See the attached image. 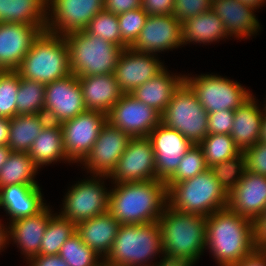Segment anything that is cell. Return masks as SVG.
<instances>
[{
	"label": "cell",
	"instance_id": "19",
	"mask_svg": "<svg viewBox=\"0 0 266 266\" xmlns=\"http://www.w3.org/2000/svg\"><path fill=\"white\" fill-rule=\"evenodd\" d=\"M163 63L156 54L125 48L115 67V80L124 94H131L140 85L162 72L166 68Z\"/></svg>",
	"mask_w": 266,
	"mask_h": 266
},
{
	"label": "cell",
	"instance_id": "23",
	"mask_svg": "<svg viewBox=\"0 0 266 266\" xmlns=\"http://www.w3.org/2000/svg\"><path fill=\"white\" fill-rule=\"evenodd\" d=\"M50 221V206L46 205L37 214L9 222V243L19 247L28 262L39 255L41 239Z\"/></svg>",
	"mask_w": 266,
	"mask_h": 266
},
{
	"label": "cell",
	"instance_id": "25",
	"mask_svg": "<svg viewBox=\"0 0 266 266\" xmlns=\"http://www.w3.org/2000/svg\"><path fill=\"white\" fill-rule=\"evenodd\" d=\"M87 110L108 114L124 94L115 80L114 73L78 77Z\"/></svg>",
	"mask_w": 266,
	"mask_h": 266
},
{
	"label": "cell",
	"instance_id": "3",
	"mask_svg": "<svg viewBox=\"0 0 266 266\" xmlns=\"http://www.w3.org/2000/svg\"><path fill=\"white\" fill-rule=\"evenodd\" d=\"M160 225L163 256L198 263L206 247V217L185 213L168 204L158 219Z\"/></svg>",
	"mask_w": 266,
	"mask_h": 266
},
{
	"label": "cell",
	"instance_id": "53",
	"mask_svg": "<svg viewBox=\"0 0 266 266\" xmlns=\"http://www.w3.org/2000/svg\"><path fill=\"white\" fill-rule=\"evenodd\" d=\"M7 244L9 245V226H4L0 219V253L5 250Z\"/></svg>",
	"mask_w": 266,
	"mask_h": 266
},
{
	"label": "cell",
	"instance_id": "51",
	"mask_svg": "<svg viewBox=\"0 0 266 266\" xmlns=\"http://www.w3.org/2000/svg\"><path fill=\"white\" fill-rule=\"evenodd\" d=\"M10 119L0 117V146L8 145Z\"/></svg>",
	"mask_w": 266,
	"mask_h": 266
},
{
	"label": "cell",
	"instance_id": "48",
	"mask_svg": "<svg viewBox=\"0 0 266 266\" xmlns=\"http://www.w3.org/2000/svg\"><path fill=\"white\" fill-rule=\"evenodd\" d=\"M142 0H106L104 9L113 14H121L133 9L141 8Z\"/></svg>",
	"mask_w": 266,
	"mask_h": 266
},
{
	"label": "cell",
	"instance_id": "34",
	"mask_svg": "<svg viewBox=\"0 0 266 266\" xmlns=\"http://www.w3.org/2000/svg\"><path fill=\"white\" fill-rule=\"evenodd\" d=\"M50 207V221L41 239L39 255H58L65 241L76 232V224Z\"/></svg>",
	"mask_w": 266,
	"mask_h": 266
},
{
	"label": "cell",
	"instance_id": "16",
	"mask_svg": "<svg viewBox=\"0 0 266 266\" xmlns=\"http://www.w3.org/2000/svg\"><path fill=\"white\" fill-rule=\"evenodd\" d=\"M182 45V23L179 20L172 14L151 15L130 48L158 55L157 53L171 51Z\"/></svg>",
	"mask_w": 266,
	"mask_h": 266
},
{
	"label": "cell",
	"instance_id": "20",
	"mask_svg": "<svg viewBox=\"0 0 266 266\" xmlns=\"http://www.w3.org/2000/svg\"><path fill=\"white\" fill-rule=\"evenodd\" d=\"M227 207L252 221L260 216L266 209V176L245 170L228 194Z\"/></svg>",
	"mask_w": 266,
	"mask_h": 266
},
{
	"label": "cell",
	"instance_id": "7",
	"mask_svg": "<svg viewBox=\"0 0 266 266\" xmlns=\"http://www.w3.org/2000/svg\"><path fill=\"white\" fill-rule=\"evenodd\" d=\"M168 205L180 212L209 216L227 207L228 194L210 169L173 184L167 190Z\"/></svg>",
	"mask_w": 266,
	"mask_h": 266
},
{
	"label": "cell",
	"instance_id": "22",
	"mask_svg": "<svg viewBox=\"0 0 266 266\" xmlns=\"http://www.w3.org/2000/svg\"><path fill=\"white\" fill-rule=\"evenodd\" d=\"M211 10L222 20L227 34L237 40L249 39L261 30L255 9L238 0H213Z\"/></svg>",
	"mask_w": 266,
	"mask_h": 266
},
{
	"label": "cell",
	"instance_id": "26",
	"mask_svg": "<svg viewBox=\"0 0 266 266\" xmlns=\"http://www.w3.org/2000/svg\"><path fill=\"white\" fill-rule=\"evenodd\" d=\"M120 225L107 211L76 224V233L104 259L112 248Z\"/></svg>",
	"mask_w": 266,
	"mask_h": 266
},
{
	"label": "cell",
	"instance_id": "29",
	"mask_svg": "<svg viewBox=\"0 0 266 266\" xmlns=\"http://www.w3.org/2000/svg\"><path fill=\"white\" fill-rule=\"evenodd\" d=\"M28 154L40 169L60 161L72 163L63 147V131L60 124L48 122L31 145Z\"/></svg>",
	"mask_w": 266,
	"mask_h": 266
},
{
	"label": "cell",
	"instance_id": "5",
	"mask_svg": "<svg viewBox=\"0 0 266 266\" xmlns=\"http://www.w3.org/2000/svg\"><path fill=\"white\" fill-rule=\"evenodd\" d=\"M15 71L20 78L45 85L72 74L64 36L47 30L40 32Z\"/></svg>",
	"mask_w": 266,
	"mask_h": 266
},
{
	"label": "cell",
	"instance_id": "13",
	"mask_svg": "<svg viewBox=\"0 0 266 266\" xmlns=\"http://www.w3.org/2000/svg\"><path fill=\"white\" fill-rule=\"evenodd\" d=\"M111 184L157 180L155 154L148 137L131 138L108 176Z\"/></svg>",
	"mask_w": 266,
	"mask_h": 266
},
{
	"label": "cell",
	"instance_id": "46",
	"mask_svg": "<svg viewBox=\"0 0 266 266\" xmlns=\"http://www.w3.org/2000/svg\"><path fill=\"white\" fill-rule=\"evenodd\" d=\"M141 8L148 15H171L174 0H142Z\"/></svg>",
	"mask_w": 266,
	"mask_h": 266
},
{
	"label": "cell",
	"instance_id": "42",
	"mask_svg": "<svg viewBox=\"0 0 266 266\" xmlns=\"http://www.w3.org/2000/svg\"><path fill=\"white\" fill-rule=\"evenodd\" d=\"M117 16L121 32V40L130 47L140 35L148 15L142 8H138L118 14Z\"/></svg>",
	"mask_w": 266,
	"mask_h": 266
},
{
	"label": "cell",
	"instance_id": "57",
	"mask_svg": "<svg viewBox=\"0 0 266 266\" xmlns=\"http://www.w3.org/2000/svg\"><path fill=\"white\" fill-rule=\"evenodd\" d=\"M5 69L0 65V77L5 73Z\"/></svg>",
	"mask_w": 266,
	"mask_h": 266
},
{
	"label": "cell",
	"instance_id": "1",
	"mask_svg": "<svg viewBox=\"0 0 266 266\" xmlns=\"http://www.w3.org/2000/svg\"><path fill=\"white\" fill-rule=\"evenodd\" d=\"M113 187L108 212L121 225L158 222L168 204L167 186L160 180L120 183Z\"/></svg>",
	"mask_w": 266,
	"mask_h": 266
},
{
	"label": "cell",
	"instance_id": "21",
	"mask_svg": "<svg viewBox=\"0 0 266 266\" xmlns=\"http://www.w3.org/2000/svg\"><path fill=\"white\" fill-rule=\"evenodd\" d=\"M40 32L35 25L1 22L0 65L6 71H15Z\"/></svg>",
	"mask_w": 266,
	"mask_h": 266
},
{
	"label": "cell",
	"instance_id": "4",
	"mask_svg": "<svg viewBox=\"0 0 266 266\" xmlns=\"http://www.w3.org/2000/svg\"><path fill=\"white\" fill-rule=\"evenodd\" d=\"M160 253V254H159ZM163 256L158 222L120 225L112 248L103 261L108 266H145Z\"/></svg>",
	"mask_w": 266,
	"mask_h": 266
},
{
	"label": "cell",
	"instance_id": "18",
	"mask_svg": "<svg viewBox=\"0 0 266 266\" xmlns=\"http://www.w3.org/2000/svg\"><path fill=\"white\" fill-rule=\"evenodd\" d=\"M155 154L157 180L167 182L175 173L181 157L193 143L179 131L166 127L163 123L156 126L149 134Z\"/></svg>",
	"mask_w": 266,
	"mask_h": 266
},
{
	"label": "cell",
	"instance_id": "8",
	"mask_svg": "<svg viewBox=\"0 0 266 266\" xmlns=\"http://www.w3.org/2000/svg\"><path fill=\"white\" fill-rule=\"evenodd\" d=\"M161 115V123L179 131L193 144H199L208 135V112L185 81Z\"/></svg>",
	"mask_w": 266,
	"mask_h": 266
},
{
	"label": "cell",
	"instance_id": "43",
	"mask_svg": "<svg viewBox=\"0 0 266 266\" xmlns=\"http://www.w3.org/2000/svg\"><path fill=\"white\" fill-rule=\"evenodd\" d=\"M211 0H174L172 15L181 23L211 10Z\"/></svg>",
	"mask_w": 266,
	"mask_h": 266
},
{
	"label": "cell",
	"instance_id": "2",
	"mask_svg": "<svg viewBox=\"0 0 266 266\" xmlns=\"http://www.w3.org/2000/svg\"><path fill=\"white\" fill-rule=\"evenodd\" d=\"M206 247L218 266H232L251 254L253 221L228 207L206 217Z\"/></svg>",
	"mask_w": 266,
	"mask_h": 266
},
{
	"label": "cell",
	"instance_id": "12",
	"mask_svg": "<svg viewBox=\"0 0 266 266\" xmlns=\"http://www.w3.org/2000/svg\"><path fill=\"white\" fill-rule=\"evenodd\" d=\"M106 123L107 114L87 110L60 124L63 131V147L72 164H80L90 153Z\"/></svg>",
	"mask_w": 266,
	"mask_h": 266
},
{
	"label": "cell",
	"instance_id": "6",
	"mask_svg": "<svg viewBox=\"0 0 266 266\" xmlns=\"http://www.w3.org/2000/svg\"><path fill=\"white\" fill-rule=\"evenodd\" d=\"M69 52L70 70L77 77L112 74L122 47L85 30L64 35Z\"/></svg>",
	"mask_w": 266,
	"mask_h": 266
},
{
	"label": "cell",
	"instance_id": "27",
	"mask_svg": "<svg viewBox=\"0 0 266 266\" xmlns=\"http://www.w3.org/2000/svg\"><path fill=\"white\" fill-rule=\"evenodd\" d=\"M252 95L235 110L231 137L241 152L255 145L260 138L264 111Z\"/></svg>",
	"mask_w": 266,
	"mask_h": 266
},
{
	"label": "cell",
	"instance_id": "32",
	"mask_svg": "<svg viewBox=\"0 0 266 266\" xmlns=\"http://www.w3.org/2000/svg\"><path fill=\"white\" fill-rule=\"evenodd\" d=\"M43 114H17L10 119L8 146L11 152L28 153L31 145L48 123Z\"/></svg>",
	"mask_w": 266,
	"mask_h": 266
},
{
	"label": "cell",
	"instance_id": "58",
	"mask_svg": "<svg viewBox=\"0 0 266 266\" xmlns=\"http://www.w3.org/2000/svg\"><path fill=\"white\" fill-rule=\"evenodd\" d=\"M98 266H108L104 261Z\"/></svg>",
	"mask_w": 266,
	"mask_h": 266
},
{
	"label": "cell",
	"instance_id": "14",
	"mask_svg": "<svg viewBox=\"0 0 266 266\" xmlns=\"http://www.w3.org/2000/svg\"><path fill=\"white\" fill-rule=\"evenodd\" d=\"M161 113L131 94H123L107 114V121L131 138L148 137L161 123Z\"/></svg>",
	"mask_w": 266,
	"mask_h": 266
},
{
	"label": "cell",
	"instance_id": "35",
	"mask_svg": "<svg viewBox=\"0 0 266 266\" xmlns=\"http://www.w3.org/2000/svg\"><path fill=\"white\" fill-rule=\"evenodd\" d=\"M46 85L34 80L20 78L16 100L17 114H43Z\"/></svg>",
	"mask_w": 266,
	"mask_h": 266
},
{
	"label": "cell",
	"instance_id": "56",
	"mask_svg": "<svg viewBox=\"0 0 266 266\" xmlns=\"http://www.w3.org/2000/svg\"><path fill=\"white\" fill-rule=\"evenodd\" d=\"M259 141L262 143H266V113L264 112L262 123H261V133Z\"/></svg>",
	"mask_w": 266,
	"mask_h": 266
},
{
	"label": "cell",
	"instance_id": "10",
	"mask_svg": "<svg viewBox=\"0 0 266 266\" xmlns=\"http://www.w3.org/2000/svg\"><path fill=\"white\" fill-rule=\"evenodd\" d=\"M89 178L77 181L69 187L62 200L63 207L59 214L74 224L108 211L110 190L105 187L104 180L109 177L91 175Z\"/></svg>",
	"mask_w": 266,
	"mask_h": 266
},
{
	"label": "cell",
	"instance_id": "15",
	"mask_svg": "<svg viewBox=\"0 0 266 266\" xmlns=\"http://www.w3.org/2000/svg\"><path fill=\"white\" fill-rule=\"evenodd\" d=\"M87 111L76 75L46 84L44 114L51 123L61 124Z\"/></svg>",
	"mask_w": 266,
	"mask_h": 266
},
{
	"label": "cell",
	"instance_id": "33",
	"mask_svg": "<svg viewBox=\"0 0 266 266\" xmlns=\"http://www.w3.org/2000/svg\"><path fill=\"white\" fill-rule=\"evenodd\" d=\"M39 168L26 152H11L0 168V188L7 185H39L35 180Z\"/></svg>",
	"mask_w": 266,
	"mask_h": 266
},
{
	"label": "cell",
	"instance_id": "39",
	"mask_svg": "<svg viewBox=\"0 0 266 266\" xmlns=\"http://www.w3.org/2000/svg\"><path fill=\"white\" fill-rule=\"evenodd\" d=\"M209 169L199 144H193L181 157L174 175L166 182L167 190L176 183L193 178Z\"/></svg>",
	"mask_w": 266,
	"mask_h": 266
},
{
	"label": "cell",
	"instance_id": "59",
	"mask_svg": "<svg viewBox=\"0 0 266 266\" xmlns=\"http://www.w3.org/2000/svg\"><path fill=\"white\" fill-rule=\"evenodd\" d=\"M266 103V102H265ZM263 106H265L264 108H263V111L266 113V104H264Z\"/></svg>",
	"mask_w": 266,
	"mask_h": 266
},
{
	"label": "cell",
	"instance_id": "24",
	"mask_svg": "<svg viewBox=\"0 0 266 266\" xmlns=\"http://www.w3.org/2000/svg\"><path fill=\"white\" fill-rule=\"evenodd\" d=\"M39 185L14 184L0 188V207L9 216V221L30 217L47 204Z\"/></svg>",
	"mask_w": 266,
	"mask_h": 266
},
{
	"label": "cell",
	"instance_id": "37",
	"mask_svg": "<svg viewBox=\"0 0 266 266\" xmlns=\"http://www.w3.org/2000/svg\"><path fill=\"white\" fill-rule=\"evenodd\" d=\"M58 255L68 266H98L103 262V258L85 244L76 232L65 241Z\"/></svg>",
	"mask_w": 266,
	"mask_h": 266
},
{
	"label": "cell",
	"instance_id": "11",
	"mask_svg": "<svg viewBox=\"0 0 266 266\" xmlns=\"http://www.w3.org/2000/svg\"><path fill=\"white\" fill-rule=\"evenodd\" d=\"M104 9V0H47L46 30L64 36L85 30Z\"/></svg>",
	"mask_w": 266,
	"mask_h": 266
},
{
	"label": "cell",
	"instance_id": "52",
	"mask_svg": "<svg viewBox=\"0 0 266 266\" xmlns=\"http://www.w3.org/2000/svg\"><path fill=\"white\" fill-rule=\"evenodd\" d=\"M160 262L156 263V266H194L192 263L179 260V259H172L168 257L161 256Z\"/></svg>",
	"mask_w": 266,
	"mask_h": 266
},
{
	"label": "cell",
	"instance_id": "55",
	"mask_svg": "<svg viewBox=\"0 0 266 266\" xmlns=\"http://www.w3.org/2000/svg\"><path fill=\"white\" fill-rule=\"evenodd\" d=\"M10 153L11 150L8 145L0 146V168L7 161V158Z\"/></svg>",
	"mask_w": 266,
	"mask_h": 266
},
{
	"label": "cell",
	"instance_id": "31",
	"mask_svg": "<svg viewBox=\"0 0 266 266\" xmlns=\"http://www.w3.org/2000/svg\"><path fill=\"white\" fill-rule=\"evenodd\" d=\"M35 25L46 30L47 0H0V23Z\"/></svg>",
	"mask_w": 266,
	"mask_h": 266
},
{
	"label": "cell",
	"instance_id": "36",
	"mask_svg": "<svg viewBox=\"0 0 266 266\" xmlns=\"http://www.w3.org/2000/svg\"><path fill=\"white\" fill-rule=\"evenodd\" d=\"M208 167L226 161L240 154L231 135L208 134L200 143Z\"/></svg>",
	"mask_w": 266,
	"mask_h": 266
},
{
	"label": "cell",
	"instance_id": "45",
	"mask_svg": "<svg viewBox=\"0 0 266 266\" xmlns=\"http://www.w3.org/2000/svg\"><path fill=\"white\" fill-rule=\"evenodd\" d=\"M234 113V110L208 113V134L230 135L234 121Z\"/></svg>",
	"mask_w": 266,
	"mask_h": 266
},
{
	"label": "cell",
	"instance_id": "40",
	"mask_svg": "<svg viewBox=\"0 0 266 266\" xmlns=\"http://www.w3.org/2000/svg\"><path fill=\"white\" fill-rule=\"evenodd\" d=\"M85 31L109 41L112 44L118 45L123 49L128 48L121 40L118 16L105 9L93 17Z\"/></svg>",
	"mask_w": 266,
	"mask_h": 266
},
{
	"label": "cell",
	"instance_id": "17",
	"mask_svg": "<svg viewBox=\"0 0 266 266\" xmlns=\"http://www.w3.org/2000/svg\"><path fill=\"white\" fill-rule=\"evenodd\" d=\"M130 139L131 137L126 132L112 126L107 121L99 132L90 153L80 165H83L90 175L109 176L115 169Z\"/></svg>",
	"mask_w": 266,
	"mask_h": 266
},
{
	"label": "cell",
	"instance_id": "54",
	"mask_svg": "<svg viewBox=\"0 0 266 266\" xmlns=\"http://www.w3.org/2000/svg\"><path fill=\"white\" fill-rule=\"evenodd\" d=\"M239 2L244 3L246 6L258 10L260 6L266 3V0H238Z\"/></svg>",
	"mask_w": 266,
	"mask_h": 266
},
{
	"label": "cell",
	"instance_id": "41",
	"mask_svg": "<svg viewBox=\"0 0 266 266\" xmlns=\"http://www.w3.org/2000/svg\"><path fill=\"white\" fill-rule=\"evenodd\" d=\"M20 76L16 71H5L0 77V117L11 119L16 115V100Z\"/></svg>",
	"mask_w": 266,
	"mask_h": 266
},
{
	"label": "cell",
	"instance_id": "47",
	"mask_svg": "<svg viewBox=\"0 0 266 266\" xmlns=\"http://www.w3.org/2000/svg\"><path fill=\"white\" fill-rule=\"evenodd\" d=\"M253 241L257 250H266V209L253 220Z\"/></svg>",
	"mask_w": 266,
	"mask_h": 266
},
{
	"label": "cell",
	"instance_id": "28",
	"mask_svg": "<svg viewBox=\"0 0 266 266\" xmlns=\"http://www.w3.org/2000/svg\"><path fill=\"white\" fill-rule=\"evenodd\" d=\"M170 73L165 68L157 76L136 88L131 95L162 114L185 76L184 74L173 75Z\"/></svg>",
	"mask_w": 266,
	"mask_h": 266
},
{
	"label": "cell",
	"instance_id": "44",
	"mask_svg": "<svg viewBox=\"0 0 266 266\" xmlns=\"http://www.w3.org/2000/svg\"><path fill=\"white\" fill-rule=\"evenodd\" d=\"M246 157V170L266 176V143L258 141L255 145L244 151Z\"/></svg>",
	"mask_w": 266,
	"mask_h": 266
},
{
	"label": "cell",
	"instance_id": "50",
	"mask_svg": "<svg viewBox=\"0 0 266 266\" xmlns=\"http://www.w3.org/2000/svg\"><path fill=\"white\" fill-rule=\"evenodd\" d=\"M232 266H266V250L255 249L251 254Z\"/></svg>",
	"mask_w": 266,
	"mask_h": 266
},
{
	"label": "cell",
	"instance_id": "49",
	"mask_svg": "<svg viewBox=\"0 0 266 266\" xmlns=\"http://www.w3.org/2000/svg\"><path fill=\"white\" fill-rule=\"evenodd\" d=\"M28 266H68L59 255H37L31 258Z\"/></svg>",
	"mask_w": 266,
	"mask_h": 266
},
{
	"label": "cell",
	"instance_id": "9",
	"mask_svg": "<svg viewBox=\"0 0 266 266\" xmlns=\"http://www.w3.org/2000/svg\"><path fill=\"white\" fill-rule=\"evenodd\" d=\"M184 81L196 94L198 101L208 113L222 110H236L246 102L253 93L239 82L221 75L201 74L195 77L189 74Z\"/></svg>",
	"mask_w": 266,
	"mask_h": 266
},
{
	"label": "cell",
	"instance_id": "30",
	"mask_svg": "<svg viewBox=\"0 0 266 266\" xmlns=\"http://www.w3.org/2000/svg\"><path fill=\"white\" fill-rule=\"evenodd\" d=\"M230 37L224 30L222 20L212 10L182 22L183 46L190 43L208 44Z\"/></svg>",
	"mask_w": 266,
	"mask_h": 266
},
{
	"label": "cell",
	"instance_id": "38",
	"mask_svg": "<svg viewBox=\"0 0 266 266\" xmlns=\"http://www.w3.org/2000/svg\"><path fill=\"white\" fill-rule=\"evenodd\" d=\"M220 186L229 194L241 181L246 170V157L244 152L226 161L209 167Z\"/></svg>",
	"mask_w": 266,
	"mask_h": 266
}]
</instances>
